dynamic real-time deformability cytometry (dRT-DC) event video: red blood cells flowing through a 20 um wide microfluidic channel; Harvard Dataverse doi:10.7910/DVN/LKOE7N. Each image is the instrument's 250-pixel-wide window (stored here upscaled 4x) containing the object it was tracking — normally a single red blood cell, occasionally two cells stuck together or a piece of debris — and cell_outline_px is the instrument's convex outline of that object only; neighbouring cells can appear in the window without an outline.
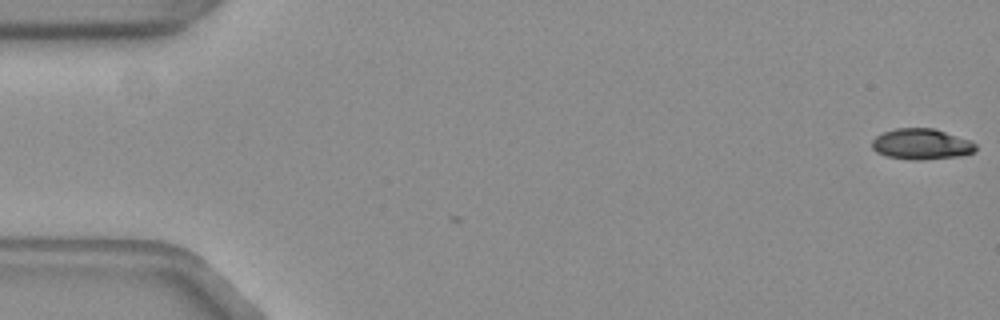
{"species": "common noctule bat (a hibernating species)", "species_latin": "Nyctalus noctula", "temperature_condition": "warm", "stored_images_in_passage": 4, "camera_frame_rate_fps": 3000, "um_per_image_px": 0.085, "animal": {"sex": "female", "body_mass_g": 19.3, "forearm_length_mm": 54.1}, "frame": {"image": 1, "passage_image": 1, "time_ms": 0.0, "image_size_px": [1000, 320], "cell_outline_px": [[976, 148], [972, 152], [956, 156], [888, 156], [876, 152], [872, 148], [872, 140], [876, 136], [884, 132], [896, 128], [932, 128], [972, 140], [976, 144]], "centroid_in_image_um": [78.31, 12.17], "position_along_channel_um": 6.7, "area_um2": 17.34}}